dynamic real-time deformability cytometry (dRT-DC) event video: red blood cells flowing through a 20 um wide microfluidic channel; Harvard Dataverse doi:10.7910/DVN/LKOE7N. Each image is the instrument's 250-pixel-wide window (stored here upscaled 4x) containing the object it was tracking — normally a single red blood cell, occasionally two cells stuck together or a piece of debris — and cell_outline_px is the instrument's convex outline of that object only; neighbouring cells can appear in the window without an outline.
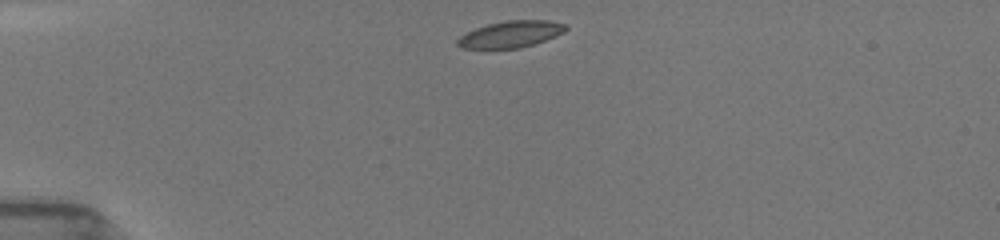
{"species": "common noctule bat (a hibernating species)", "species_latin": "Nyctalus noctula", "temperature_condition": "room temperature", "stored_images_in_passage": 40, "camera_frame_rate_fps": 3000, "um_per_image_px": 0.085, "animal": {"sex": "female", "body_mass_g": 19.5, "forearm_length_mm": 54.1}, "frame": {"image": 1, "passage_image": 1, "time_ms": 0.0, "image_size_px": [1000, 240], "cell_outline_px": [[568, 28], [564, 32], [544, 40], [520, 48], [460, 48], [456, 44], [456, 40], [460, 36], [476, 28], [488, 24], [508, 20], [548, 20], [564, 24]], "centroid_in_image_um": [43.39, 2.9], "position_along_channel_um": 41.6, "area_um2": 16.53}}
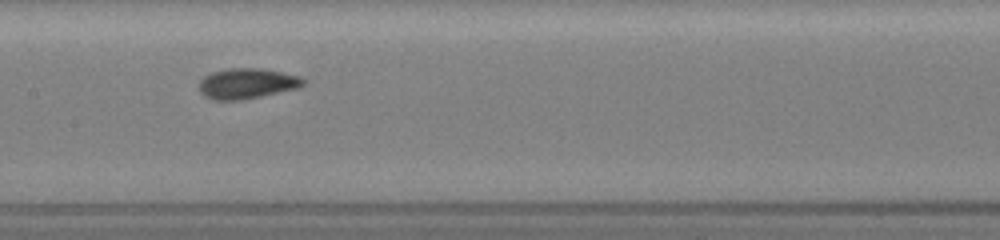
{"frame": {"image": 2, "passage_image": 15, "time_ms": 4.667, "image_size_px": [1000, 240], "cell_outline_px": [[308, 80], [304, 84], [296, 88], [260, 96], [240, 100], [212, 100], [204, 96], [200, 92], [200, 80], [204, 76], [212, 72], [228, 68], [260, 68], [300, 76]], "centroid_in_image_um": [20.97, 7.09], "position_along_channel_um": 186.4, "area_um2": 18.38}}
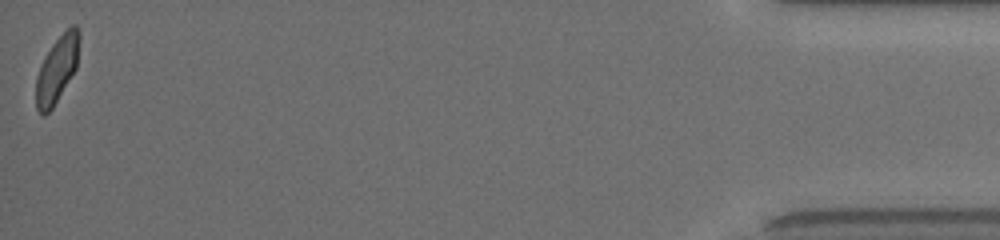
{"frame": {"image": 3, "passage_image": 40, "time_ms": 13.0, "image_size_px": [1000, 240], "cell_outline_px": [[80, 36], [76, 68], [52, 108], [44, 116], [40, 116], [36, 108], [36, 76], [44, 56], [52, 44], [72, 24], [76, 24], [80, 32]], "centroid_in_image_um": [4.83, 5.89], "position_along_channel_um": 430.4, "area_um2": 16.7}, "authors_computed_cell_mechanics": {"area_um2": 17.3111, "velocity_mm_per_s": 3.9484, "shape_relaxation_time_tau1_ms": 2.7329, "shape_relaxation_time_tau2_ms": 1.1944, "deformation_change_tau1": 0.1204, "deformation_change_tau2": 0.0591}}